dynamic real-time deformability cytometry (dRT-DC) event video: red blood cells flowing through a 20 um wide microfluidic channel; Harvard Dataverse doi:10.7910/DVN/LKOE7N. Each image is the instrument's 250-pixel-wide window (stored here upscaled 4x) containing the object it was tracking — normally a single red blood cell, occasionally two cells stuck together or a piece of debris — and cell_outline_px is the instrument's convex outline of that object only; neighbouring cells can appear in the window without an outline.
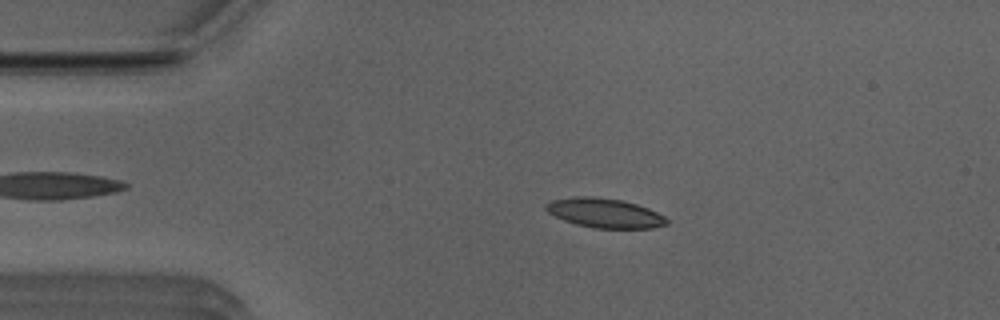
{"species": "Egyptian fruit bat (a non-hibernating species)", "species_latin": "Rousettus aegyptiacus", "temperature_condition": "room temperature", "stored_images_in_passage": 50, "camera_frame_rate_fps": 3000, "um_per_image_px": 0.085, "animal": {"sex": "male"}, "frame": {"image": 1, "passage_image": 9, "time_ms": 2.667, "image_size_px": [1000, 320], "cell_outline_px": [[668, 224], [652, 228], [592, 228], [576, 224], [564, 220], [548, 212], [544, 208], [544, 204], [552, 200], [576, 196], [588, 196], [620, 200], [636, 204], [648, 208], [664, 216], [668, 220]], "centroid_in_image_um": [51.38, 18.11], "position_along_channel_um": 33.6, "area_um2": 20.58}}
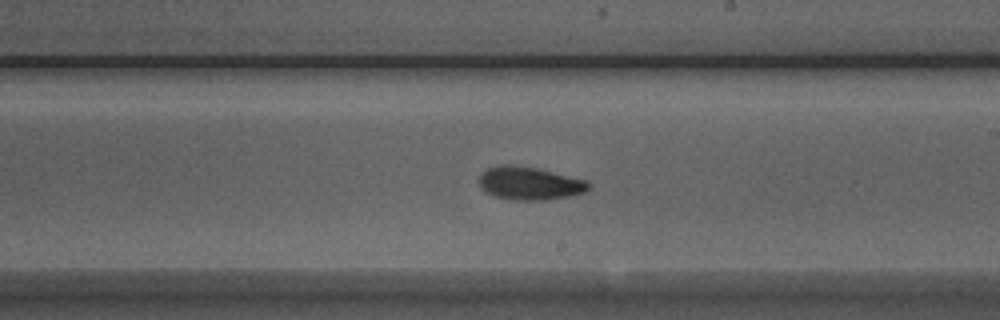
{"frame": {"image": 2, "passage_image": 28, "time_ms": 9.0, "image_size_px": [1000, 320], "cell_outline_px": [[592, 184], [584, 192], [568, 196], [544, 200], [516, 200], [496, 196], [484, 192], [480, 188], [480, 176], [488, 168], [500, 164], [512, 164], [536, 168], [588, 180]], "centroid_in_image_um": [45.02, 15.57], "position_along_channel_um": 244.0, "area_um2": 21.04}}
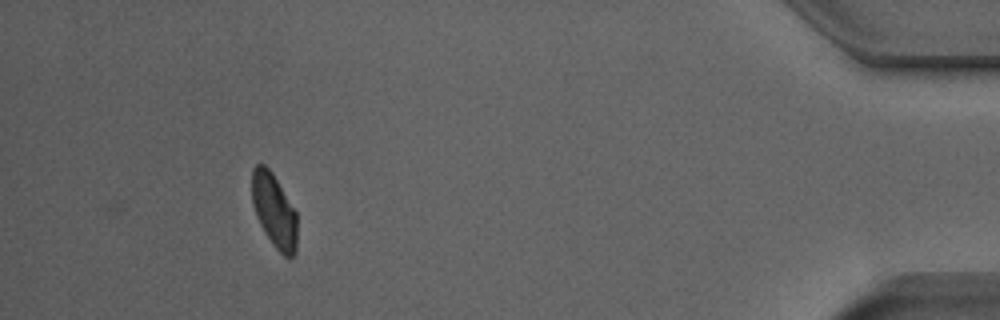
{"frame": {"image": 3, "passage_image": 46, "time_ms": 15.0, "image_size_px": [1000, 320], "cell_outline_px": [[296, 252], [292, 256], [284, 256], [272, 244], [264, 232], [256, 216], [252, 204], [252, 168], [256, 164], [264, 164], [272, 172], [296, 212]], "centroid_in_image_um": [23.28, 17.89], "position_along_channel_um": 411.9, "area_um2": 19.31}, "authors_computed_cell_mechanics": {"area_um2": 20.6635, "velocity_mm_per_s": 3.9314, "shape_relaxation_time_tau1_ms": 3.6716, "shape_relaxation_time_tau2_ms": 3.3885, "deformation_change_tau1": 0.1158, "deformation_change_tau2": 0.0956}}